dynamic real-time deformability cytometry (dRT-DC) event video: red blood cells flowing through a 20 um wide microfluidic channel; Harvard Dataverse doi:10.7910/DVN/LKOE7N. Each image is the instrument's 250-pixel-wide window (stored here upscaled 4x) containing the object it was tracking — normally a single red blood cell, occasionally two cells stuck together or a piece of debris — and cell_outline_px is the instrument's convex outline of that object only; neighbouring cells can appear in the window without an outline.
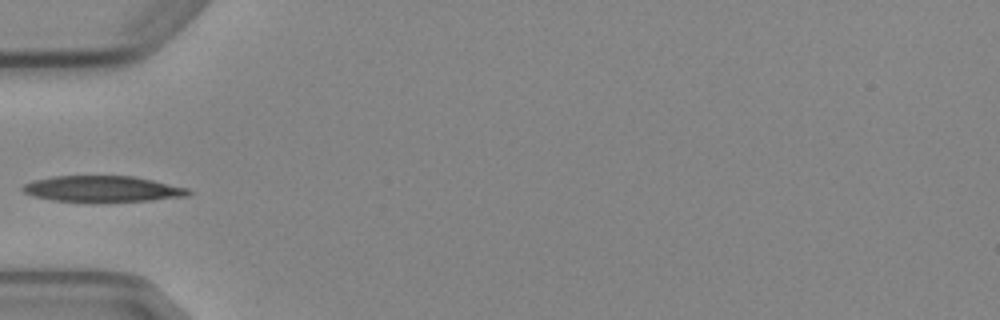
{"species": "Egyptian fruit bat (a non-hibernating species)", "species_latin": "Rousettus aegyptiacus", "temperature_condition": "cold", "stored_images_in_passage": 6, "camera_frame_rate_fps": 3000, "um_per_image_px": 0.085, "animal": {"sex": "female"}, "frame": {"image": 1, "passage_image": 5, "time_ms": 5.667, "image_size_px": [1000, 320], "cell_outline_px": [[192, 192], [188, 196], [152, 200], [52, 200], [32, 196], [24, 192], [20, 188], [24, 184], [32, 180], [52, 176], [132, 176], [152, 180], [188, 188]], "centroid_in_image_um": [8.68, 16.03], "position_along_channel_um": 76.3, "area_um2": 24.51}}
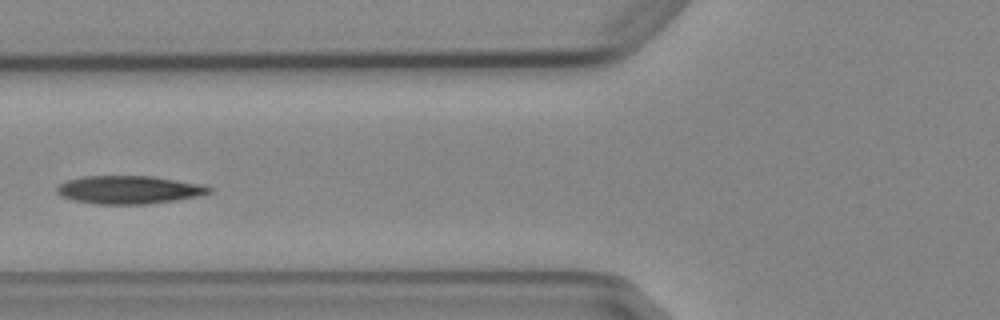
{"frame": {"image": 2, "passage_image": 6, "time_ms": 6.667, "image_size_px": [1000, 320], "cell_outline_px": [[212, 192], [196, 196], [176, 200], [148, 204], [96, 204], [76, 200], [60, 196], [56, 192], [56, 188], [60, 184], [68, 180], [84, 176], [152, 176], [204, 184], [212, 188]], "centroid_in_image_um": [10.98, 16.13], "position_along_channel_um": 114.8, "area_um2": 24.91}}